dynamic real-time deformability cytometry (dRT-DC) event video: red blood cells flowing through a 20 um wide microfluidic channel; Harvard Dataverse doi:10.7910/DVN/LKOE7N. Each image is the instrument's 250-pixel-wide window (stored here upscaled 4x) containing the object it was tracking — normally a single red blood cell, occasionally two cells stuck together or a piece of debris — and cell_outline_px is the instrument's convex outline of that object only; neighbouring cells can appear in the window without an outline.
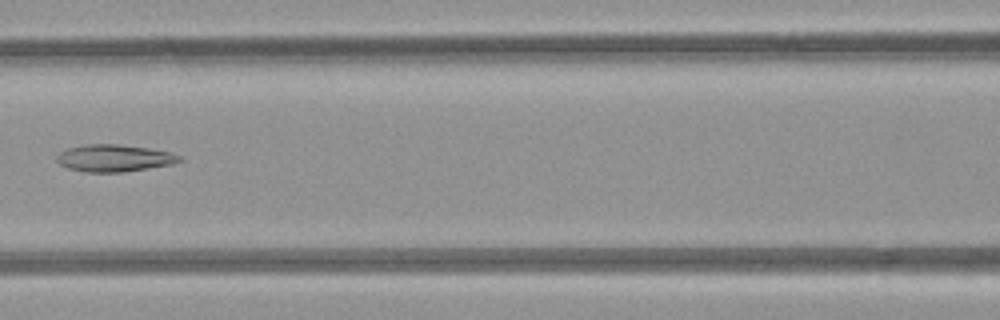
{"species": "common noctule bat (a hibernating species)", "species_latin": "Nyctalus noctula", "temperature_condition": "room temperature", "stored_images_in_passage": 6, "camera_frame_rate_fps": 3000, "um_per_image_px": 0.085, "animal": {"sex": "female", "body_mass_g": 21.9}, "frame": {"image": 1, "passage_image": 5, "time_ms": 5.667, "image_size_px": [1000, 320], "cell_outline_px": [[184, 160], [172, 164], [124, 172], [84, 172], [68, 168], [60, 164], [56, 160], [56, 156], [60, 152], [68, 148], [84, 144], [116, 144], [148, 148], [168, 152], [180, 156]], "centroid_in_image_um": [9.68, 13.44], "position_along_channel_um": 156.9, "area_um2": 19.31}}
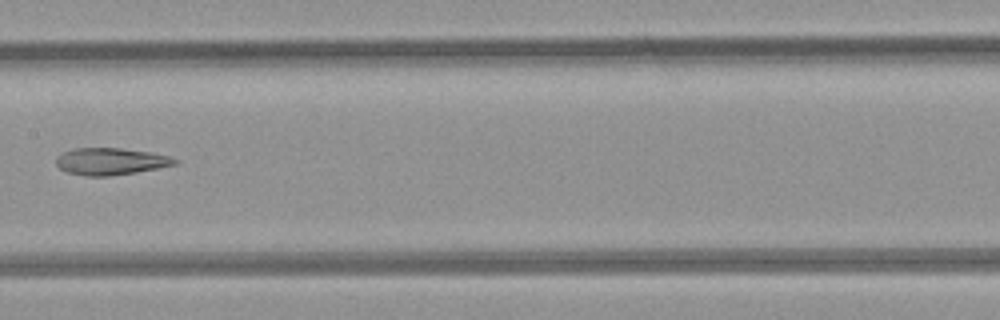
{"frame": {"image": 2, "passage_image": 6, "time_ms": 6.667, "image_size_px": [1000, 320], "cell_outline_px": [[180, 160], [176, 164], [136, 172], [108, 176], [88, 176], [68, 172], [60, 168], [56, 164], [56, 156], [64, 152], [76, 148], [120, 148], [148, 152], [168, 156]], "centroid_in_image_um": [9.39, 13.71], "position_along_channel_um": 198.0, "area_um2": 18.38}}